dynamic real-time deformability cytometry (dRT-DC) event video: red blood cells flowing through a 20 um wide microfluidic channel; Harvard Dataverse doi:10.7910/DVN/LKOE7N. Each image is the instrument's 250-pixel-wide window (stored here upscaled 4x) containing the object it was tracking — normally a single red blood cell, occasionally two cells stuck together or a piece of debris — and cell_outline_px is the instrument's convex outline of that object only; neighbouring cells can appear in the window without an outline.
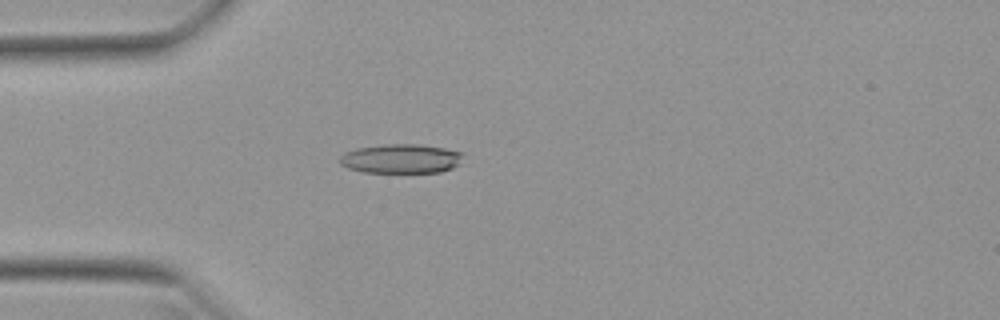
{"species": "Egyptian fruit bat (a non-hibernating species)", "species_latin": "Rousettus aegyptiacus", "temperature_condition": "warm", "stored_images_in_passage": 42, "camera_frame_rate_fps": 3000, "um_per_image_px": 0.085, "animal": {"sex": "female"}, "frame": {"image": 1, "passage_image": 5, "time_ms": 1.333, "image_size_px": [1000, 320], "cell_outline_px": [[464, 152], [456, 164], [452, 168], [440, 172], [364, 172], [348, 168], [340, 164], [340, 156], [344, 152], [356, 148], [384, 144], [420, 144], [444, 148]], "centroid_in_image_um": [34.04, 13.48], "position_along_channel_um": 51.0, "area_um2": 20.92}}
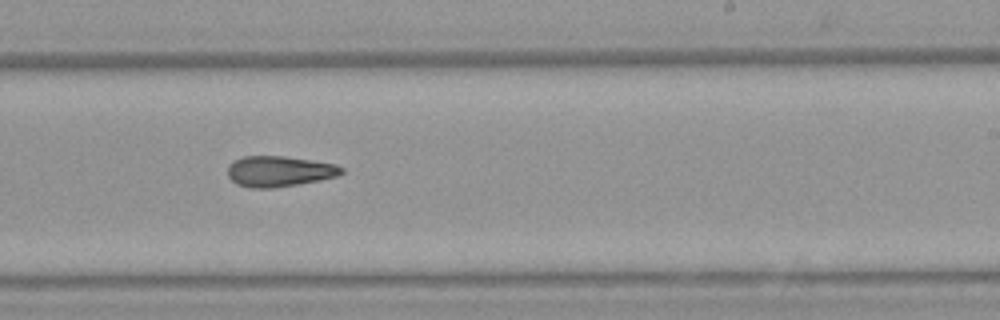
{"frame": {"image": 2, "passage_image": 22, "time_ms": 7.0, "image_size_px": [1000, 320], "cell_outline_px": [[344, 172], [336, 176], [320, 180], [272, 188], [252, 188], [236, 184], [228, 176], [228, 164], [244, 156], [284, 156], [336, 164], [344, 168]], "centroid_in_image_um": [23.73, 14.56], "position_along_channel_um": 265.3, "area_um2": 20.23}}
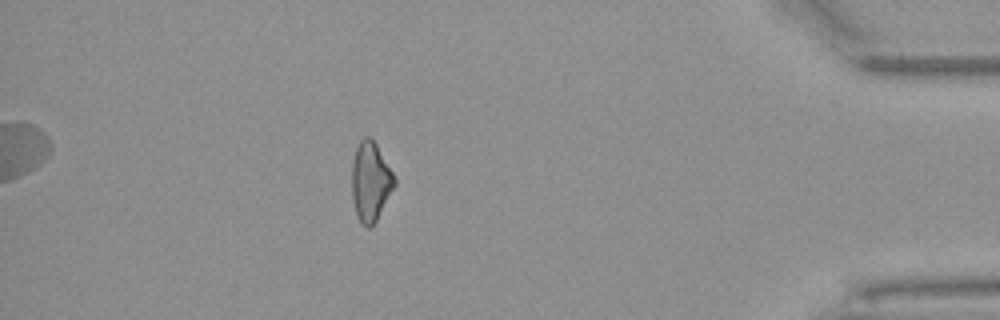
{"frame": {"image": 3, "passage_image": 36, "time_ms": 11.667, "image_size_px": [1000, 320], "cell_outline_px": [[396, 184], [376, 220], [368, 228], [360, 220], [356, 212], [352, 196], [352, 164], [356, 148], [360, 140], [364, 136], [368, 136], [376, 144], [392, 172], [396, 180]], "centroid_in_image_um": [31.49, 15.4], "position_along_channel_um": 403.7, "area_um2": 19.19}, "authors_computed_cell_mechanics": {"area_um2": 20.4034, "velocity_mm_per_s": 3.9696, "shape_relaxation_time_tau1_ms": null, "shape_relaxation_time_tau2_ms": 5.0139, "deformation_change_tau1": null, "deformation_change_tau2": 0.163}}